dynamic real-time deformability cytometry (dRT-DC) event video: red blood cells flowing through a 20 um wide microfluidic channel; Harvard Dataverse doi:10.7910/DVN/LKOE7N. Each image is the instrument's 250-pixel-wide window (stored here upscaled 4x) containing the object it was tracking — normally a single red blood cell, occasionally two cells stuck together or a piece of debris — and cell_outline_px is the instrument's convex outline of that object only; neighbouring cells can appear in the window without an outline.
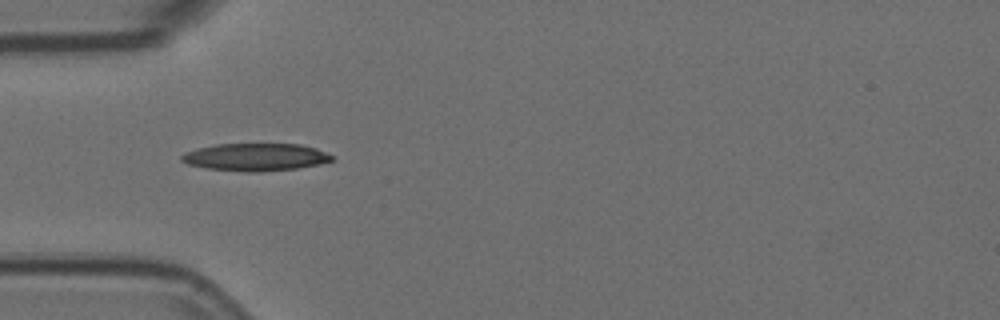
{"species": "Egyptian fruit bat (a non-hibernating species)", "species_latin": "Rousettus aegyptiacus", "temperature_condition": "room temperature", "stored_images_in_passage": 5, "camera_frame_rate_fps": 3000, "um_per_image_px": 0.085, "animal": {"sex": "female"}, "frame": {"image": 1, "passage_image": 1, "time_ms": 0.0, "image_size_px": [1000, 320], "cell_outline_px": [[332, 160], [320, 164], [296, 168], [260, 172], [248, 172], [208, 168], [188, 164], [180, 160], [180, 156], [184, 152], [196, 148], [216, 144], [300, 144], [316, 148], [332, 156]], "centroid_in_image_um": [21.68, 13.35], "position_along_channel_um": 63.3, "area_um2": 24.04}}
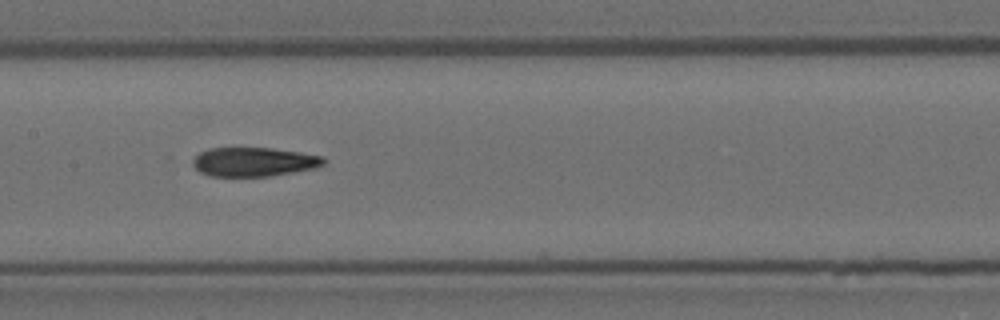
{"frame": {"image": 2, "passage_image": 4, "time_ms": 1.0, "image_size_px": [1000, 320], "cell_outline_px": [[328, 160], [324, 164], [316, 168], [272, 176], [208, 176], [200, 172], [192, 164], [192, 160], [200, 152], [208, 148], [272, 148], [300, 152], [324, 156]], "centroid_in_image_um": [21.61, 13.76], "position_along_channel_um": 185.8, "area_um2": 22.37}}
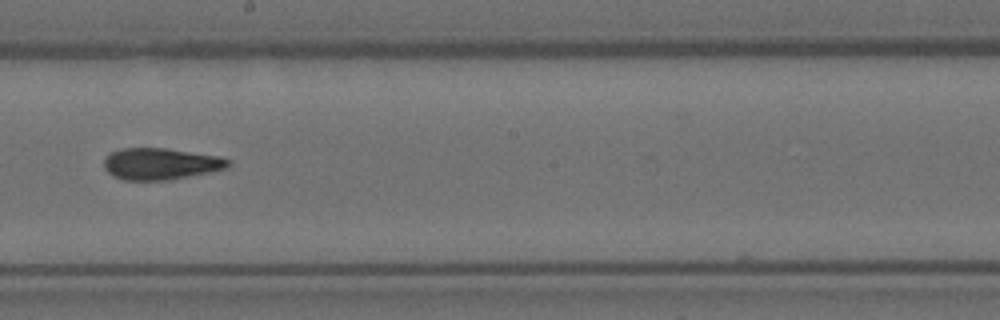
{"frame": {"image": 3, "passage_image": 5, "time_ms": 1.333, "image_size_px": [1000, 320], "cell_outline_px": [[232, 164], [228, 168], [168, 180], [124, 180], [112, 176], [104, 168], [104, 160], [112, 152], [120, 148], [164, 148], [220, 156], [232, 160]], "centroid_in_image_um": [13.68, 13.92], "position_along_channel_um": 234.5, "area_um2": 22.89}}